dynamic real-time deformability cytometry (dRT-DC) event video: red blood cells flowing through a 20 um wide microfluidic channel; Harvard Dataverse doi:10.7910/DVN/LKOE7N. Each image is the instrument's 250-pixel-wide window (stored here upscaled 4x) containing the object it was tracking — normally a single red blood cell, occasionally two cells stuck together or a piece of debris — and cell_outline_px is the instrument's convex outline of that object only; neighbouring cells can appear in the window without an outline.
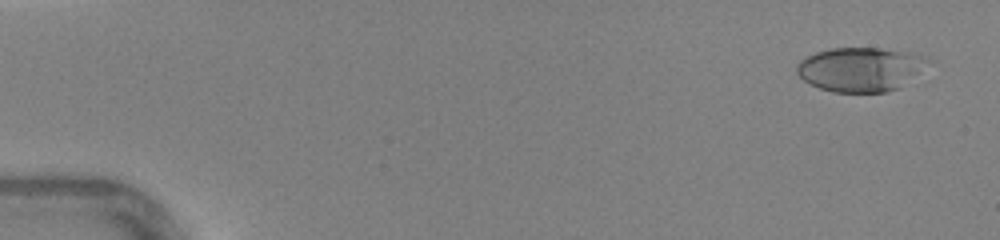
{"species": "human", "species_latin": "Homo sapiens", "temperature_condition": "warm", "stored_images_in_passage": 9, "camera_frame_rate_fps": 3000, "um_per_image_px": 0.085, "donor": {"sex": "female"}, "frame": {"image": 1, "passage_image": 2, "time_ms": 0.333, "image_size_px": [1000, 240], "cell_outline_px": [[932, 60], [916, 76], [900, 88], [884, 92], [832, 92], [808, 84], [796, 72], [796, 64], [800, 60], [816, 52], [832, 48], [880, 48], [908, 52], [928, 56]], "centroid_in_image_um": [73.16, 5.89], "position_along_channel_um": 11.8, "area_um2": 34.04}}